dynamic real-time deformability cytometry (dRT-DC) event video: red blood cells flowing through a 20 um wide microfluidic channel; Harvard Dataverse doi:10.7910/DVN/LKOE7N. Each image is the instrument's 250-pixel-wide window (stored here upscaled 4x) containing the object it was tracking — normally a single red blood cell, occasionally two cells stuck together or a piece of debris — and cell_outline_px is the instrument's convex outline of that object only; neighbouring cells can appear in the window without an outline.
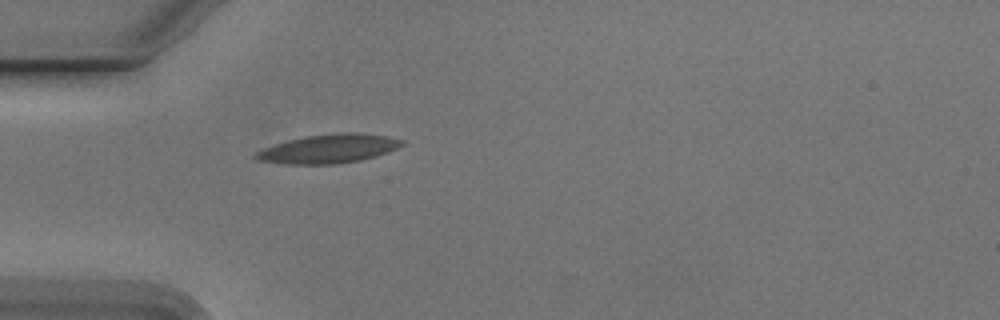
{"species": "Egyptian fruit bat (a non-hibernating species)", "species_latin": "Rousettus aegyptiacus", "temperature_condition": "cold", "stored_images_in_passage": 40, "camera_frame_rate_fps": 3000, "um_per_image_px": 0.085, "animal": {"sex": "male"}, "frame": {"image": 1, "passage_image": 1, "time_ms": 0.0, "image_size_px": [1000, 320], "cell_outline_px": [[404, 144], [388, 152], [376, 156], [360, 160], [336, 164], [288, 164], [260, 160], [252, 156], [256, 152], [264, 148], [288, 140], [304, 136], [344, 132], [356, 132], [388, 136], [404, 140]], "centroid_in_image_um": [27.97, 12.63], "position_along_channel_um": 57.0, "area_um2": 24.45}}
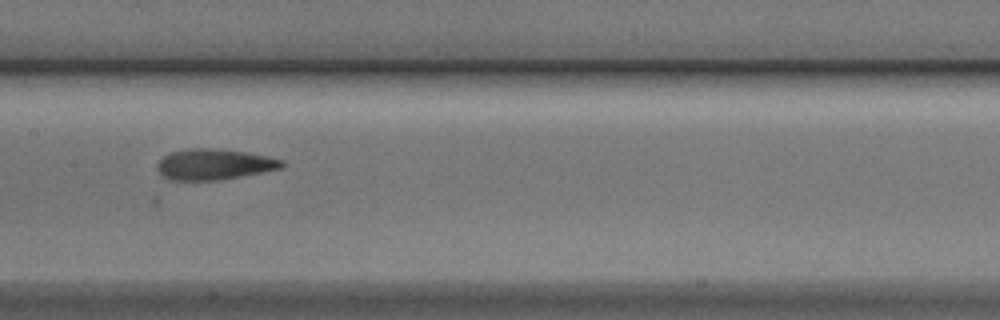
{"frame": {"image": 2, "passage_image": 12, "time_ms": 3.667, "image_size_px": [1000, 320], "cell_outline_px": [[284, 164], [280, 168], [220, 180], [168, 180], [156, 168], [156, 164], [164, 156], [172, 152], [188, 148], [212, 148], [248, 152], [268, 156], [284, 160]], "centroid_in_image_um": [18.18, 13.96], "position_along_channel_um": 189.2, "area_um2": 22.25}}
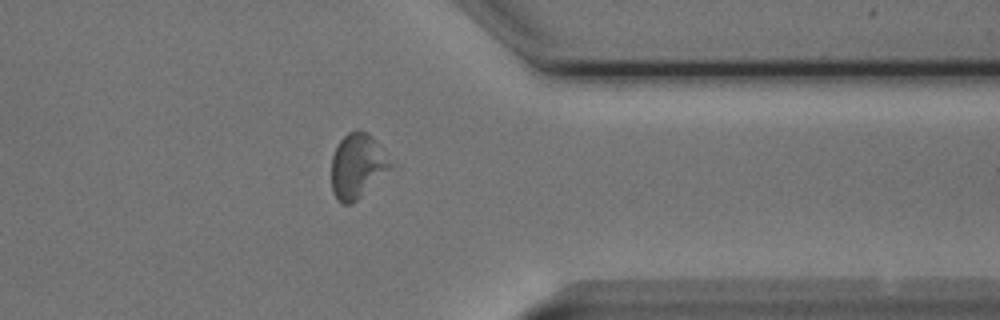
{"frame": {"image": 3, "passage_image": 28, "time_ms": 9.0, "image_size_px": [1000, 320], "cell_outline_px": [[392, 164], [352, 204], [344, 204], [332, 192], [332, 156], [340, 140], [348, 132], [356, 128], [360, 128], [368, 132], [376, 140]], "centroid_in_image_um": [30.33, 14.03], "position_along_channel_um": 381.1, "area_um2": 21.56}, "authors_computed_cell_mechanics": {"area_um2": 21.964, "velocity_mm_per_s": 3.7521, "shape_relaxation_time_tau1_ms": 3.7946, "shape_relaxation_time_tau2_ms": 2.3508, "deformation_change_tau1": 0.1642, "deformation_change_tau2": 0.1046}}